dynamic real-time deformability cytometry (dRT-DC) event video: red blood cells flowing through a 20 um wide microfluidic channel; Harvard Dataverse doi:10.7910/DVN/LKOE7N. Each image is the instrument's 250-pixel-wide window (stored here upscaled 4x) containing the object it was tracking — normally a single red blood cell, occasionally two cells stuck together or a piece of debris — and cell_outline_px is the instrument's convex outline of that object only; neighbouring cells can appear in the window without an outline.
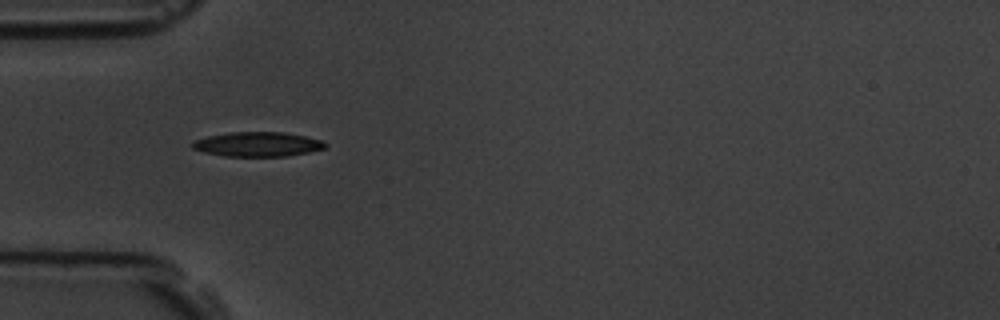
{"species": "common noctule bat (a hibernating species)", "species_latin": "Nyctalus noctula", "temperature_condition": "room temperature", "stored_images_in_passage": 11, "camera_frame_rate_fps": 3000, "um_per_image_px": 0.085, "animal": {"sex": "male", "body_mass_g": 19.5, "forearm_length_mm": 54.6}, "frame": {"image": 1, "passage_image": 1, "time_ms": 0.0, "image_size_px": [1000, 320], "cell_outline_px": [[328, 144], [324, 148], [308, 152], [288, 156], [224, 156], [204, 152], [192, 148], [192, 140], [208, 136], [228, 132], [284, 132], [304, 136], [320, 140]], "centroid_in_image_um": [21.86, 12.26], "position_along_channel_um": 63.1, "area_um2": 18.96}}
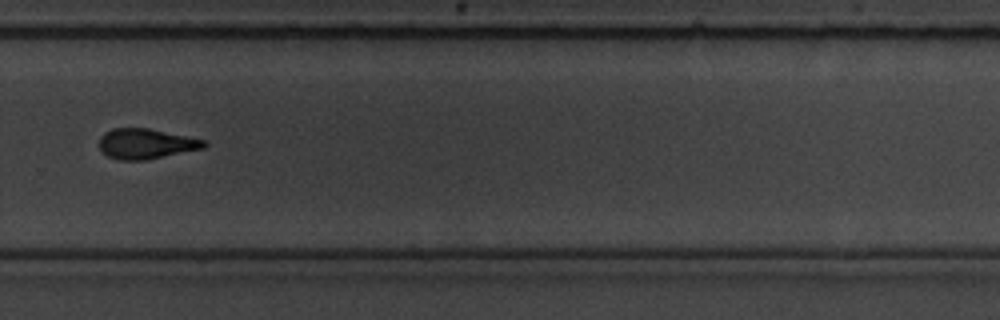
{"frame": {"image": 2, "passage_image": 7, "time_ms": 7.0, "image_size_px": [1000, 320], "cell_outline_px": [[208, 144], [204, 148], [144, 160], [120, 160], [108, 156], [100, 148], [100, 136], [104, 132], [112, 128], [148, 128], [204, 140]], "centroid_in_image_um": [12.38, 12.21], "position_along_channel_um": 317.4, "area_um2": 18.21}}
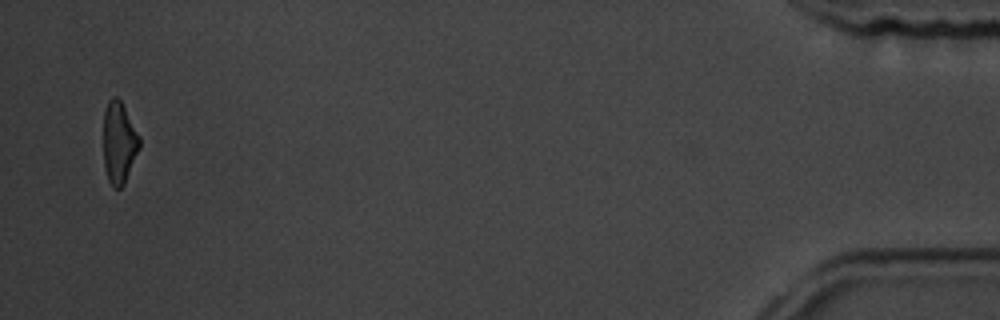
{"frame": {"image": 3, "passage_image": 11, "time_ms": 12.333, "image_size_px": [1000, 320], "cell_outline_px": [[140, 148], [124, 184], [120, 188], [112, 188], [108, 180], [104, 168], [104, 108], [108, 100], [112, 96], [116, 96], [120, 100], [140, 136]], "centroid_in_image_um": [10.11, 12.13], "position_along_channel_um": 425.1, "area_um2": 17.28}, "authors_computed_cell_mechanics": {"area_um2": 18.4382, "velocity_mm_per_s": 3.6593, "shape_relaxation_time_tau1_ms": 2.3105, "shape_relaxation_time_tau2_ms": 6.9871, "deformation_change_tau1": 0.1171, "deformation_change_tau2": 0.1582}}